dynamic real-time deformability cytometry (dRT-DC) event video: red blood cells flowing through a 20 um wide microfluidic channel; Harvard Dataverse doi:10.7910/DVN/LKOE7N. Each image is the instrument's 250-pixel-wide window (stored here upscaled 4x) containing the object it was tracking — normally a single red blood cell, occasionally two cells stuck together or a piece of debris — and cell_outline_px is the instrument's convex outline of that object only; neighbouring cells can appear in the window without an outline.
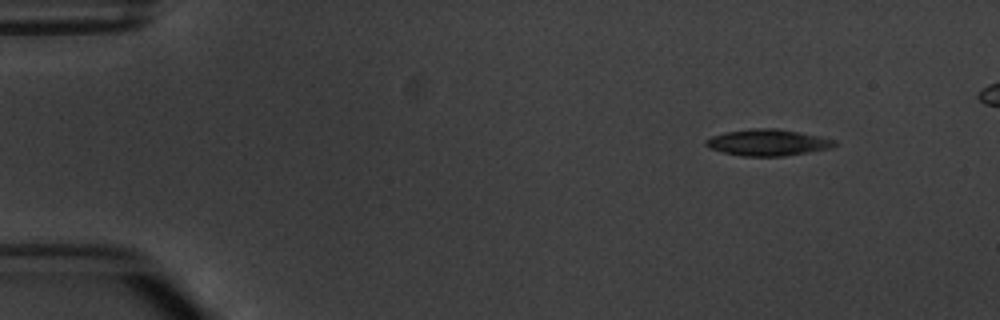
{"species": "common noctule bat (a hibernating species)", "species_latin": "Nyctalus noctula", "temperature_condition": "warm", "stored_images_in_passage": 6, "segment_of_instrument_passage": [2, 2], "camera_frame_rate_fps": 3000, "um_per_image_px": 0.085, "animal": {"sex": "male", "body_mass_g": 20.1, "forearm_length_mm": 53.5}, "frame": {"image": 1, "passage_image": 6, "time_ms": 6.667, "image_size_px": [1000, 320], "cell_outline_px": [[836, 144], [832, 148], [784, 156], [740, 156], [708, 148], [704, 144], [704, 140], [712, 136], [724, 132], [752, 128], [776, 128], [800, 132], [820, 136], [836, 140]], "centroid_in_image_um": [65.24, 12.11], "position_along_channel_um": 19.8, "area_um2": 19.94}}